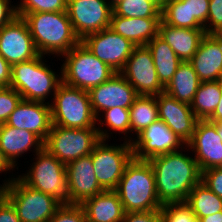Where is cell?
Masks as SVG:
<instances>
[{"instance_id": "cell-1", "label": "cell", "mask_w": 222, "mask_h": 222, "mask_svg": "<svg viewBox=\"0 0 222 222\" xmlns=\"http://www.w3.org/2000/svg\"><path fill=\"white\" fill-rule=\"evenodd\" d=\"M184 148L151 158L156 192L160 203L186 202L191 190L201 181L197 161ZM184 152V153H183Z\"/></svg>"}, {"instance_id": "cell-2", "label": "cell", "mask_w": 222, "mask_h": 222, "mask_svg": "<svg viewBox=\"0 0 222 222\" xmlns=\"http://www.w3.org/2000/svg\"><path fill=\"white\" fill-rule=\"evenodd\" d=\"M16 14L27 22L35 48L41 55L59 58L81 42L66 11Z\"/></svg>"}, {"instance_id": "cell-3", "label": "cell", "mask_w": 222, "mask_h": 222, "mask_svg": "<svg viewBox=\"0 0 222 222\" xmlns=\"http://www.w3.org/2000/svg\"><path fill=\"white\" fill-rule=\"evenodd\" d=\"M114 191L125 213L155 211L162 207L156 192L154 171L148 160L133 157Z\"/></svg>"}, {"instance_id": "cell-4", "label": "cell", "mask_w": 222, "mask_h": 222, "mask_svg": "<svg viewBox=\"0 0 222 222\" xmlns=\"http://www.w3.org/2000/svg\"><path fill=\"white\" fill-rule=\"evenodd\" d=\"M45 58L46 56L39 54L32 60L12 65L9 87L15 89L22 99L50 104V100L47 102L46 99L49 96L53 99L62 83V69L58 75L45 63Z\"/></svg>"}, {"instance_id": "cell-5", "label": "cell", "mask_w": 222, "mask_h": 222, "mask_svg": "<svg viewBox=\"0 0 222 222\" xmlns=\"http://www.w3.org/2000/svg\"><path fill=\"white\" fill-rule=\"evenodd\" d=\"M6 178L0 187L13 205L20 222H48L62 203L55 197L26 185L18 176Z\"/></svg>"}, {"instance_id": "cell-6", "label": "cell", "mask_w": 222, "mask_h": 222, "mask_svg": "<svg viewBox=\"0 0 222 222\" xmlns=\"http://www.w3.org/2000/svg\"><path fill=\"white\" fill-rule=\"evenodd\" d=\"M50 100L52 125L73 129L97 128L88 91L62 82Z\"/></svg>"}, {"instance_id": "cell-7", "label": "cell", "mask_w": 222, "mask_h": 222, "mask_svg": "<svg viewBox=\"0 0 222 222\" xmlns=\"http://www.w3.org/2000/svg\"><path fill=\"white\" fill-rule=\"evenodd\" d=\"M62 82L82 90L89 91L116 74L106 63L93 55L80 42L69 52L62 55Z\"/></svg>"}, {"instance_id": "cell-8", "label": "cell", "mask_w": 222, "mask_h": 222, "mask_svg": "<svg viewBox=\"0 0 222 222\" xmlns=\"http://www.w3.org/2000/svg\"><path fill=\"white\" fill-rule=\"evenodd\" d=\"M34 156L30 169L17 176L31 188L55 197L62 204L68 203L66 165L45 148Z\"/></svg>"}, {"instance_id": "cell-9", "label": "cell", "mask_w": 222, "mask_h": 222, "mask_svg": "<svg viewBox=\"0 0 222 222\" xmlns=\"http://www.w3.org/2000/svg\"><path fill=\"white\" fill-rule=\"evenodd\" d=\"M99 141L97 128L73 129L51 125L44 148L67 165L75 159L91 154Z\"/></svg>"}, {"instance_id": "cell-10", "label": "cell", "mask_w": 222, "mask_h": 222, "mask_svg": "<svg viewBox=\"0 0 222 222\" xmlns=\"http://www.w3.org/2000/svg\"><path fill=\"white\" fill-rule=\"evenodd\" d=\"M91 157L98 183L104 191H107L116 189L134 154L130 142L109 145L107 140H100L94 146Z\"/></svg>"}, {"instance_id": "cell-11", "label": "cell", "mask_w": 222, "mask_h": 222, "mask_svg": "<svg viewBox=\"0 0 222 222\" xmlns=\"http://www.w3.org/2000/svg\"><path fill=\"white\" fill-rule=\"evenodd\" d=\"M67 15L80 40L110 27L112 7L106 0H67Z\"/></svg>"}, {"instance_id": "cell-12", "label": "cell", "mask_w": 222, "mask_h": 222, "mask_svg": "<svg viewBox=\"0 0 222 222\" xmlns=\"http://www.w3.org/2000/svg\"><path fill=\"white\" fill-rule=\"evenodd\" d=\"M81 42L93 55L106 63L116 73L123 70L136 47L127 38L115 33L110 28L90 34Z\"/></svg>"}, {"instance_id": "cell-13", "label": "cell", "mask_w": 222, "mask_h": 222, "mask_svg": "<svg viewBox=\"0 0 222 222\" xmlns=\"http://www.w3.org/2000/svg\"><path fill=\"white\" fill-rule=\"evenodd\" d=\"M138 95L156 96L164 92L158 79L152 54L145 46H136L120 72Z\"/></svg>"}, {"instance_id": "cell-14", "label": "cell", "mask_w": 222, "mask_h": 222, "mask_svg": "<svg viewBox=\"0 0 222 222\" xmlns=\"http://www.w3.org/2000/svg\"><path fill=\"white\" fill-rule=\"evenodd\" d=\"M131 145L138 160H150L186 146L160 119L134 137Z\"/></svg>"}, {"instance_id": "cell-15", "label": "cell", "mask_w": 222, "mask_h": 222, "mask_svg": "<svg viewBox=\"0 0 222 222\" xmlns=\"http://www.w3.org/2000/svg\"><path fill=\"white\" fill-rule=\"evenodd\" d=\"M0 55L11 66L39 55L27 22L22 17L16 16L0 29Z\"/></svg>"}, {"instance_id": "cell-16", "label": "cell", "mask_w": 222, "mask_h": 222, "mask_svg": "<svg viewBox=\"0 0 222 222\" xmlns=\"http://www.w3.org/2000/svg\"><path fill=\"white\" fill-rule=\"evenodd\" d=\"M192 151L200 171L222 167V139L217 133V122L199 120L191 140L184 147Z\"/></svg>"}, {"instance_id": "cell-17", "label": "cell", "mask_w": 222, "mask_h": 222, "mask_svg": "<svg viewBox=\"0 0 222 222\" xmlns=\"http://www.w3.org/2000/svg\"><path fill=\"white\" fill-rule=\"evenodd\" d=\"M91 108L95 117L114 107L129 109L138 96L133 86L121 73H116L104 83L89 91Z\"/></svg>"}, {"instance_id": "cell-18", "label": "cell", "mask_w": 222, "mask_h": 222, "mask_svg": "<svg viewBox=\"0 0 222 222\" xmlns=\"http://www.w3.org/2000/svg\"><path fill=\"white\" fill-rule=\"evenodd\" d=\"M156 99L159 119L186 145L199 121L190 105L179 102L165 92L156 95Z\"/></svg>"}, {"instance_id": "cell-19", "label": "cell", "mask_w": 222, "mask_h": 222, "mask_svg": "<svg viewBox=\"0 0 222 222\" xmlns=\"http://www.w3.org/2000/svg\"><path fill=\"white\" fill-rule=\"evenodd\" d=\"M68 204H82L103 192L95 175L91 154L66 165Z\"/></svg>"}, {"instance_id": "cell-20", "label": "cell", "mask_w": 222, "mask_h": 222, "mask_svg": "<svg viewBox=\"0 0 222 222\" xmlns=\"http://www.w3.org/2000/svg\"><path fill=\"white\" fill-rule=\"evenodd\" d=\"M6 124L17 129H26L45 142L52 125L50 104L22 99Z\"/></svg>"}, {"instance_id": "cell-21", "label": "cell", "mask_w": 222, "mask_h": 222, "mask_svg": "<svg viewBox=\"0 0 222 222\" xmlns=\"http://www.w3.org/2000/svg\"><path fill=\"white\" fill-rule=\"evenodd\" d=\"M189 63L201 82L222 80V42L206 34Z\"/></svg>"}, {"instance_id": "cell-22", "label": "cell", "mask_w": 222, "mask_h": 222, "mask_svg": "<svg viewBox=\"0 0 222 222\" xmlns=\"http://www.w3.org/2000/svg\"><path fill=\"white\" fill-rule=\"evenodd\" d=\"M32 148V152L37 153L44 148V142L26 129H17L6 123L0 124V151L14 169L22 154H26Z\"/></svg>"}, {"instance_id": "cell-23", "label": "cell", "mask_w": 222, "mask_h": 222, "mask_svg": "<svg viewBox=\"0 0 222 222\" xmlns=\"http://www.w3.org/2000/svg\"><path fill=\"white\" fill-rule=\"evenodd\" d=\"M162 18H127L111 15L110 29L127 38L135 46H145L158 36Z\"/></svg>"}, {"instance_id": "cell-24", "label": "cell", "mask_w": 222, "mask_h": 222, "mask_svg": "<svg viewBox=\"0 0 222 222\" xmlns=\"http://www.w3.org/2000/svg\"><path fill=\"white\" fill-rule=\"evenodd\" d=\"M205 35L204 29L173 27L163 20L159 24L158 36L173 49L182 62H187L194 56Z\"/></svg>"}, {"instance_id": "cell-25", "label": "cell", "mask_w": 222, "mask_h": 222, "mask_svg": "<svg viewBox=\"0 0 222 222\" xmlns=\"http://www.w3.org/2000/svg\"><path fill=\"white\" fill-rule=\"evenodd\" d=\"M83 207L86 219L91 222H121L125 211L114 190L103 191L86 199Z\"/></svg>"}, {"instance_id": "cell-26", "label": "cell", "mask_w": 222, "mask_h": 222, "mask_svg": "<svg viewBox=\"0 0 222 222\" xmlns=\"http://www.w3.org/2000/svg\"><path fill=\"white\" fill-rule=\"evenodd\" d=\"M200 83L201 81L189 61L182 62L170 82L164 87V92L179 102L190 105Z\"/></svg>"}, {"instance_id": "cell-27", "label": "cell", "mask_w": 222, "mask_h": 222, "mask_svg": "<svg viewBox=\"0 0 222 222\" xmlns=\"http://www.w3.org/2000/svg\"><path fill=\"white\" fill-rule=\"evenodd\" d=\"M146 46L152 54L158 79L165 87L172 79L182 61L173 49L159 36L154 37Z\"/></svg>"}, {"instance_id": "cell-28", "label": "cell", "mask_w": 222, "mask_h": 222, "mask_svg": "<svg viewBox=\"0 0 222 222\" xmlns=\"http://www.w3.org/2000/svg\"><path fill=\"white\" fill-rule=\"evenodd\" d=\"M129 112L130 135L132 136V134H136L135 136H137L153 122L159 119L156 96L138 95L135 98L132 106L129 108Z\"/></svg>"}, {"instance_id": "cell-29", "label": "cell", "mask_w": 222, "mask_h": 222, "mask_svg": "<svg viewBox=\"0 0 222 222\" xmlns=\"http://www.w3.org/2000/svg\"><path fill=\"white\" fill-rule=\"evenodd\" d=\"M96 122H98L97 131H98V135H99L100 140L111 139V135L115 134V132H116V134H119V133L125 134V136H123L124 140H122V141L130 142V143L133 141L132 137L129 136L130 135V112H129V109L121 108V107L109 108V109L103 111L102 115H99V117H97ZM99 125H100V127H99ZM105 126L107 128H109L110 130H112L114 133L111 132L109 129L107 130V128L106 129L101 128V127H105Z\"/></svg>"}, {"instance_id": "cell-30", "label": "cell", "mask_w": 222, "mask_h": 222, "mask_svg": "<svg viewBox=\"0 0 222 222\" xmlns=\"http://www.w3.org/2000/svg\"><path fill=\"white\" fill-rule=\"evenodd\" d=\"M222 95V80L201 82L190 104L199 120H207L214 112Z\"/></svg>"}, {"instance_id": "cell-31", "label": "cell", "mask_w": 222, "mask_h": 222, "mask_svg": "<svg viewBox=\"0 0 222 222\" xmlns=\"http://www.w3.org/2000/svg\"><path fill=\"white\" fill-rule=\"evenodd\" d=\"M186 203L197 217H206L222 211V198L218 197L201 181L191 190Z\"/></svg>"}, {"instance_id": "cell-32", "label": "cell", "mask_w": 222, "mask_h": 222, "mask_svg": "<svg viewBox=\"0 0 222 222\" xmlns=\"http://www.w3.org/2000/svg\"><path fill=\"white\" fill-rule=\"evenodd\" d=\"M112 9V15L127 18H162V9L150 0H122Z\"/></svg>"}, {"instance_id": "cell-33", "label": "cell", "mask_w": 222, "mask_h": 222, "mask_svg": "<svg viewBox=\"0 0 222 222\" xmlns=\"http://www.w3.org/2000/svg\"><path fill=\"white\" fill-rule=\"evenodd\" d=\"M162 20L173 27L189 28L188 2L166 0L161 10Z\"/></svg>"}, {"instance_id": "cell-34", "label": "cell", "mask_w": 222, "mask_h": 222, "mask_svg": "<svg viewBox=\"0 0 222 222\" xmlns=\"http://www.w3.org/2000/svg\"><path fill=\"white\" fill-rule=\"evenodd\" d=\"M160 213L162 222H202L200 217L192 213L191 207L186 202L163 204Z\"/></svg>"}, {"instance_id": "cell-35", "label": "cell", "mask_w": 222, "mask_h": 222, "mask_svg": "<svg viewBox=\"0 0 222 222\" xmlns=\"http://www.w3.org/2000/svg\"><path fill=\"white\" fill-rule=\"evenodd\" d=\"M16 13L66 11L67 0H21L15 5Z\"/></svg>"}, {"instance_id": "cell-36", "label": "cell", "mask_w": 222, "mask_h": 222, "mask_svg": "<svg viewBox=\"0 0 222 222\" xmlns=\"http://www.w3.org/2000/svg\"><path fill=\"white\" fill-rule=\"evenodd\" d=\"M188 2L189 28L204 29L208 13L210 0H183Z\"/></svg>"}, {"instance_id": "cell-37", "label": "cell", "mask_w": 222, "mask_h": 222, "mask_svg": "<svg viewBox=\"0 0 222 222\" xmlns=\"http://www.w3.org/2000/svg\"><path fill=\"white\" fill-rule=\"evenodd\" d=\"M22 96L11 87H0V124L7 122L10 114L16 109Z\"/></svg>"}, {"instance_id": "cell-38", "label": "cell", "mask_w": 222, "mask_h": 222, "mask_svg": "<svg viewBox=\"0 0 222 222\" xmlns=\"http://www.w3.org/2000/svg\"><path fill=\"white\" fill-rule=\"evenodd\" d=\"M48 222H86L81 204H62Z\"/></svg>"}, {"instance_id": "cell-39", "label": "cell", "mask_w": 222, "mask_h": 222, "mask_svg": "<svg viewBox=\"0 0 222 222\" xmlns=\"http://www.w3.org/2000/svg\"><path fill=\"white\" fill-rule=\"evenodd\" d=\"M222 27V0H210L207 23L204 27L206 34H214Z\"/></svg>"}, {"instance_id": "cell-40", "label": "cell", "mask_w": 222, "mask_h": 222, "mask_svg": "<svg viewBox=\"0 0 222 222\" xmlns=\"http://www.w3.org/2000/svg\"><path fill=\"white\" fill-rule=\"evenodd\" d=\"M201 182L218 197L222 198V167H214L202 171Z\"/></svg>"}, {"instance_id": "cell-41", "label": "cell", "mask_w": 222, "mask_h": 222, "mask_svg": "<svg viewBox=\"0 0 222 222\" xmlns=\"http://www.w3.org/2000/svg\"><path fill=\"white\" fill-rule=\"evenodd\" d=\"M121 222H162L160 210L126 212Z\"/></svg>"}, {"instance_id": "cell-42", "label": "cell", "mask_w": 222, "mask_h": 222, "mask_svg": "<svg viewBox=\"0 0 222 222\" xmlns=\"http://www.w3.org/2000/svg\"><path fill=\"white\" fill-rule=\"evenodd\" d=\"M16 16V8L13 4L11 5V0H0V29Z\"/></svg>"}, {"instance_id": "cell-43", "label": "cell", "mask_w": 222, "mask_h": 222, "mask_svg": "<svg viewBox=\"0 0 222 222\" xmlns=\"http://www.w3.org/2000/svg\"><path fill=\"white\" fill-rule=\"evenodd\" d=\"M0 222H20L15 208L5 197L0 201Z\"/></svg>"}, {"instance_id": "cell-44", "label": "cell", "mask_w": 222, "mask_h": 222, "mask_svg": "<svg viewBox=\"0 0 222 222\" xmlns=\"http://www.w3.org/2000/svg\"><path fill=\"white\" fill-rule=\"evenodd\" d=\"M12 66L0 55V87H9Z\"/></svg>"}, {"instance_id": "cell-45", "label": "cell", "mask_w": 222, "mask_h": 222, "mask_svg": "<svg viewBox=\"0 0 222 222\" xmlns=\"http://www.w3.org/2000/svg\"><path fill=\"white\" fill-rule=\"evenodd\" d=\"M207 120L211 122H222V95H221L220 102L215 108L213 114Z\"/></svg>"}, {"instance_id": "cell-46", "label": "cell", "mask_w": 222, "mask_h": 222, "mask_svg": "<svg viewBox=\"0 0 222 222\" xmlns=\"http://www.w3.org/2000/svg\"><path fill=\"white\" fill-rule=\"evenodd\" d=\"M10 170H15L9 163L8 161L4 158L2 152L0 151V173H5L7 174V171Z\"/></svg>"}, {"instance_id": "cell-47", "label": "cell", "mask_w": 222, "mask_h": 222, "mask_svg": "<svg viewBox=\"0 0 222 222\" xmlns=\"http://www.w3.org/2000/svg\"><path fill=\"white\" fill-rule=\"evenodd\" d=\"M202 222H222V211L202 217Z\"/></svg>"}, {"instance_id": "cell-48", "label": "cell", "mask_w": 222, "mask_h": 222, "mask_svg": "<svg viewBox=\"0 0 222 222\" xmlns=\"http://www.w3.org/2000/svg\"><path fill=\"white\" fill-rule=\"evenodd\" d=\"M213 35L222 42V27L218 29Z\"/></svg>"}, {"instance_id": "cell-49", "label": "cell", "mask_w": 222, "mask_h": 222, "mask_svg": "<svg viewBox=\"0 0 222 222\" xmlns=\"http://www.w3.org/2000/svg\"><path fill=\"white\" fill-rule=\"evenodd\" d=\"M106 1L112 8H114L122 0H106Z\"/></svg>"}, {"instance_id": "cell-50", "label": "cell", "mask_w": 222, "mask_h": 222, "mask_svg": "<svg viewBox=\"0 0 222 222\" xmlns=\"http://www.w3.org/2000/svg\"><path fill=\"white\" fill-rule=\"evenodd\" d=\"M217 133L222 139V122H217Z\"/></svg>"}, {"instance_id": "cell-51", "label": "cell", "mask_w": 222, "mask_h": 222, "mask_svg": "<svg viewBox=\"0 0 222 222\" xmlns=\"http://www.w3.org/2000/svg\"><path fill=\"white\" fill-rule=\"evenodd\" d=\"M150 1L156 3L162 9L166 0H150Z\"/></svg>"}, {"instance_id": "cell-52", "label": "cell", "mask_w": 222, "mask_h": 222, "mask_svg": "<svg viewBox=\"0 0 222 222\" xmlns=\"http://www.w3.org/2000/svg\"><path fill=\"white\" fill-rule=\"evenodd\" d=\"M4 198V190L0 187V201Z\"/></svg>"}]
</instances>
